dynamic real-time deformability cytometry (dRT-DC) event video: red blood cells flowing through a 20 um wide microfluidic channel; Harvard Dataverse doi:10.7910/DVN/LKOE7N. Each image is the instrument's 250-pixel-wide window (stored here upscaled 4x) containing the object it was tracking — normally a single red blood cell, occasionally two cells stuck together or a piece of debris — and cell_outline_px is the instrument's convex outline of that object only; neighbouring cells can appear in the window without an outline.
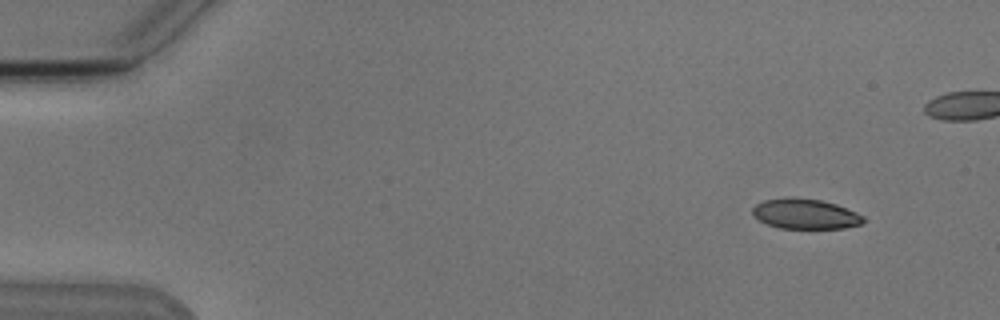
{"species": "Egyptian fruit bat (a non-hibernating species)", "species_latin": "Rousettus aegyptiacus", "temperature_condition": "cold", "stored_images_in_passage": 9, "camera_frame_rate_fps": 3000, "um_per_image_px": 0.085, "animal": {"sex": "male"}, "frame": {"image": 1, "passage_image": 1, "time_ms": 0.0, "image_size_px": [1000, 320], "cell_outline_px": [[864, 220], [860, 224], [844, 228], [780, 228], [768, 224], [752, 216], [752, 208], [756, 204], [764, 200], [820, 200], [836, 204], [856, 212], [864, 216]], "centroid_in_image_um": [68.47, 18.22], "position_along_channel_um": 16.5, "area_um2": 18.67}}
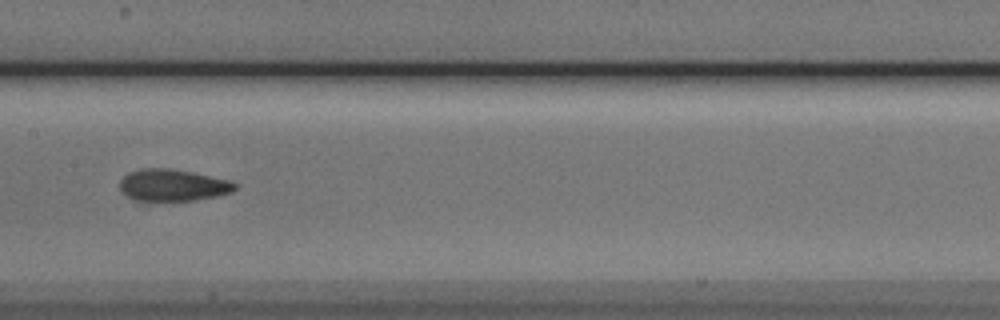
{"frame": {"image": 2, "passage_image": 7, "time_ms": 7.667, "image_size_px": [1000, 320], "cell_outline_px": [[236, 188], [232, 192], [220, 196], [192, 200], [132, 200], [120, 188], [120, 180], [128, 172], [140, 168], [168, 168], [192, 172], [228, 180], [236, 184]], "centroid_in_image_um": [14.68, 15.73], "position_along_channel_um": 192.7, "area_um2": 21.21}}
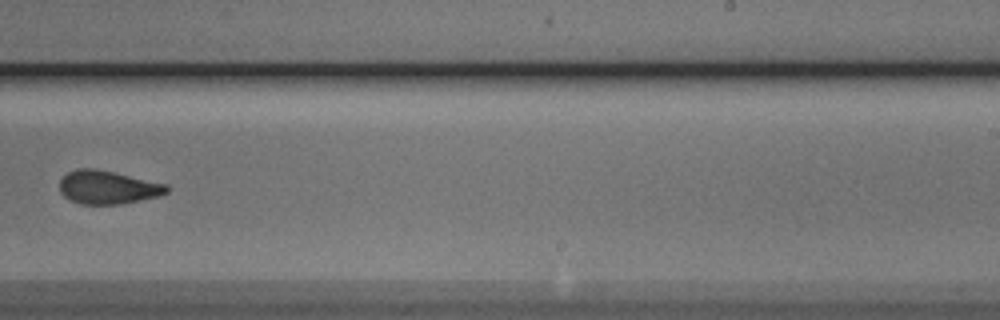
{"frame": {"image": 3, "passage_image": 9, "time_ms": 10.0, "image_size_px": [1000, 320], "cell_outline_px": [[172, 188], [168, 192], [160, 196], [120, 204], [80, 204], [68, 200], [60, 192], [60, 180], [68, 172], [76, 168], [92, 168], [112, 172], [168, 184]], "centroid_in_image_um": [9.18, 15.93], "position_along_channel_um": 279.8, "area_um2": 20.92}}